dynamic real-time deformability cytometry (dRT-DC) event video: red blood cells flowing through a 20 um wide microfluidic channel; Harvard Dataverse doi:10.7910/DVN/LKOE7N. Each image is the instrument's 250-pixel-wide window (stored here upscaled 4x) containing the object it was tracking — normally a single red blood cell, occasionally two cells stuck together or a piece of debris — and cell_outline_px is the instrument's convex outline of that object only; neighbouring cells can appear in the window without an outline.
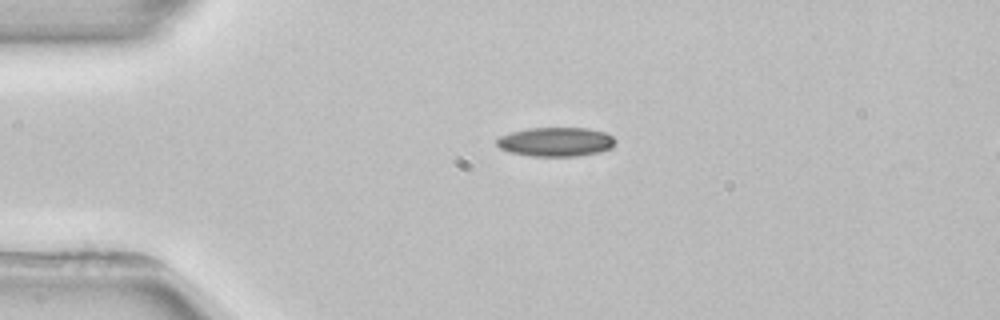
{"species": "common noctule bat (a hibernating species)", "species_latin": "Nyctalus noctula", "temperature_condition": "room temperature", "stored_images_in_passage": 3, "segment_of_instrument_passage": [1, 2], "camera_frame_rate_fps": 3000, "um_per_image_px": 0.085, "animal": {"sex": "female", "body_mass_g": 22.7, "forearm_length_mm": 54.2}, "frame": {"image": 1, "passage_image": 1, "time_ms": 0.0, "image_size_px": [1000, 320], "cell_outline_px": [[616, 140], [612, 148], [600, 152], [576, 156], [532, 156], [508, 152], [500, 148], [496, 144], [496, 140], [500, 136], [512, 132], [528, 128], [588, 128], [604, 132], [612, 136]], "centroid_in_image_um": [47.25, 12.06], "position_along_channel_um": 37.8, "area_um2": 20.17}}